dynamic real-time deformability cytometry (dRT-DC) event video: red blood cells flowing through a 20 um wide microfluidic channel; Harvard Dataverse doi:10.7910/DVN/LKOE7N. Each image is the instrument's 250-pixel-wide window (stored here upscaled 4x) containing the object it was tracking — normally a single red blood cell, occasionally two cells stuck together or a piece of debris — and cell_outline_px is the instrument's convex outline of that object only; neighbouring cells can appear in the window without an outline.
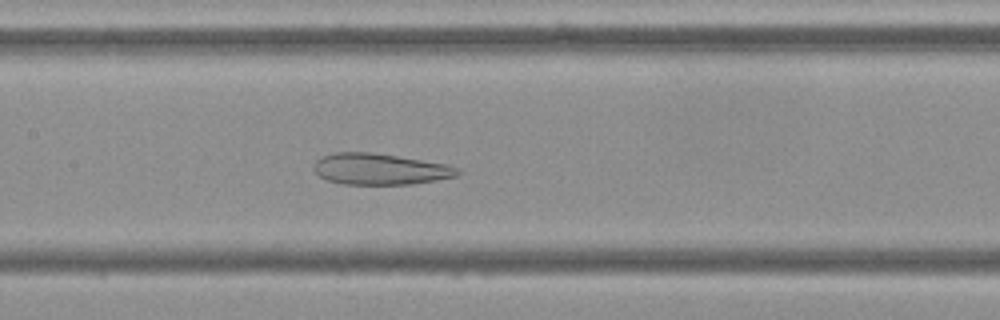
{"species": "Egyptian fruit bat (a non-hibernating species)", "species_latin": "Rousettus aegyptiacus", "temperature_condition": "cold", "stored_images_in_passage": 55, "camera_frame_rate_fps": 3000, "um_per_image_px": 0.085, "frame": {"image": 1, "passage_image": 26, "time_ms": 8.333, "image_size_px": [1000, 320], "cell_outline_px": [[460, 172], [456, 176], [436, 180], [412, 184], [344, 184], [328, 180], [320, 176], [312, 168], [312, 164], [320, 156], [336, 152], [368, 152], [396, 156], [448, 164], [456, 168]], "centroid_in_image_um": [32.25, 14.37], "position_along_channel_um": 175.2, "area_um2": 26.01}}
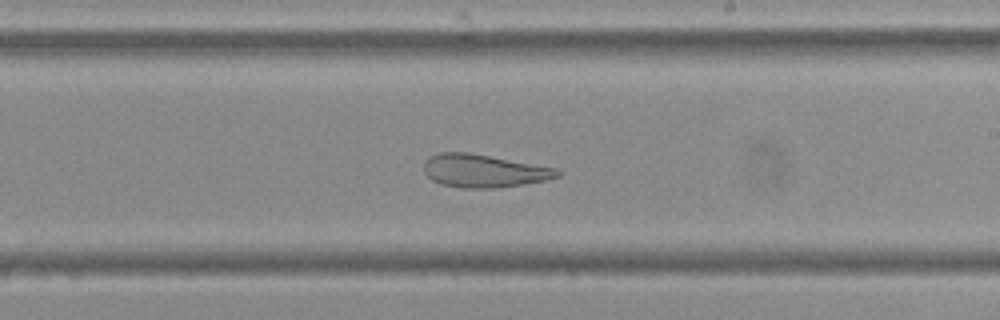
{"frame": {"image": 2, "passage_image": 32, "time_ms": 10.333, "image_size_px": [1000, 320], "cell_outline_px": [[564, 172], [560, 176], [544, 180], [496, 188], [464, 188], [440, 184], [432, 180], [424, 172], [424, 160], [428, 156], [440, 152], [468, 152], [556, 168]], "centroid_in_image_um": [41.09, 14.51], "position_along_channel_um": 247.9, "area_um2": 25.61}}
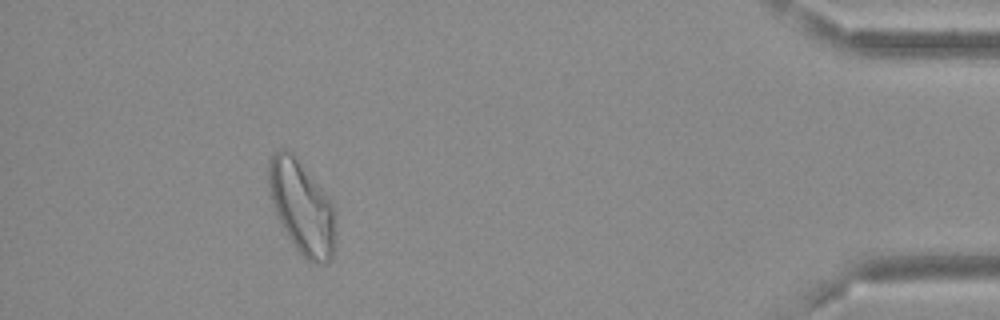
{"frame": {"image": 3, "passage_image": 50, "time_ms": 16.333, "image_size_px": [1000, 320], "cell_outline_px": [[332, 256], [328, 264], [312, 264], [296, 248], [280, 224], [272, 200], [268, 184], [268, 160], [272, 152], [280, 148], [288, 148], [296, 156], [328, 196], [332, 208]], "centroid_in_image_um": [25.58, 17.54], "position_along_channel_um": 409.6, "area_um2": 35.66}}